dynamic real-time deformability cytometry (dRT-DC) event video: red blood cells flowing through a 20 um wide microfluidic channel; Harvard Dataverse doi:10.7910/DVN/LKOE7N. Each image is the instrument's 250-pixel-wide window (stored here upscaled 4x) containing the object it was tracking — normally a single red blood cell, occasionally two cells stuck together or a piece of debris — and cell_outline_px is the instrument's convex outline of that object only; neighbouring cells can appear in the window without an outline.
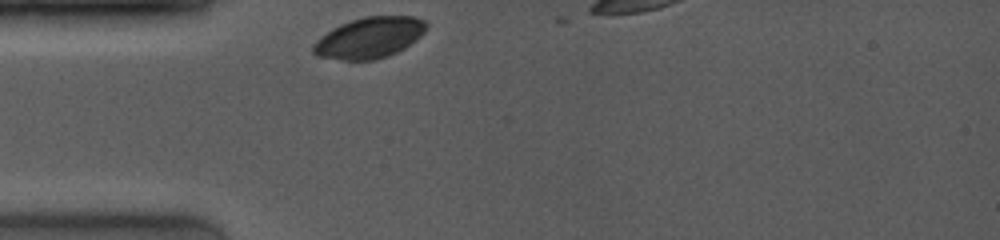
{"species": "common noctule bat (a hibernating species)", "species_latin": "Nyctalus noctula", "temperature_condition": "room temperature", "stored_images_in_passage": 4, "camera_frame_rate_fps": 4000, "um_per_image_px": 0.085, "animal": {"sex": "female", "body_mass_g": 19.0, "forearm_length_mm": 53.3}, "frame": {"image": 1, "passage_image": 1, "time_ms": 0.0, "image_size_px": [1000, 240], "cell_outline_px": [[428, 24], [424, 32], [416, 40], [404, 48], [388, 56], [376, 60], [340, 60], [316, 56], [312, 52], [312, 44], [320, 36], [332, 28], [340, 24], [364, 16], [412, 16], [424, 20]], "centroid_in_image_um": [31.37, 3.21], "position_along_channel_um": 53.6, "area_um2": 27.17}}